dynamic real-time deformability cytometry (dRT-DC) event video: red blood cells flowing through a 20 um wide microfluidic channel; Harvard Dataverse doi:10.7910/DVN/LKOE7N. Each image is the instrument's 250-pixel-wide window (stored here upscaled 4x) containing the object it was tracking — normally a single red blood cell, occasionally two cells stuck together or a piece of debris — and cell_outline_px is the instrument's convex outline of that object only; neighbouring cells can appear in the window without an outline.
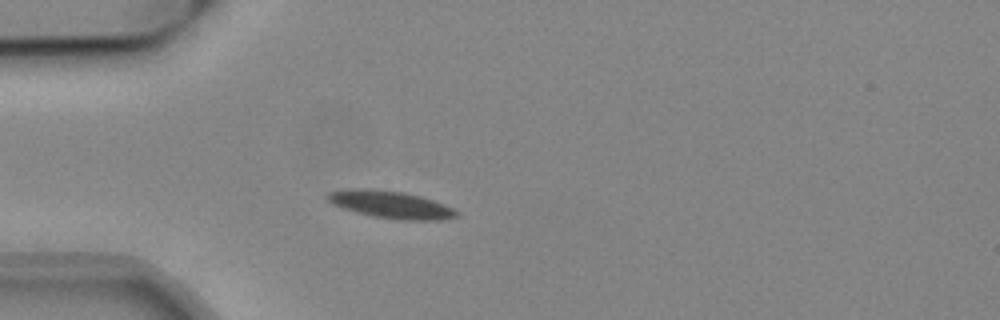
{"species": "common noctule bat (a hibernating species)", "species_latin": "Nyctalus noctula", "temperature_condition": "cold", "stored_images_in_passage": 23, "camera_frame_rate_fps": 3000, "um_per_image_px": 0.085, "animal": {"sex": "male", "body_mass_g": 19.2, "forearm_length_mm": 51.8}, "frame": {"image": 1, "passage_image": 1, "time_ms": 0.0, "image_size_px": [1000, 320], "cell_outline_px": [[460, 216], [444, 220], [400, 220], [372, 216], [356, 212], [332, 204], [328, 200], [328, 192], [352, 188], [368, 188], [404, 192], [420, 196], [444, 204], [460, 212]], "centroid_in_image_um": [33.26, 17.39], "position_along_channel_um": 51.7, "area_um2": 20.63}}
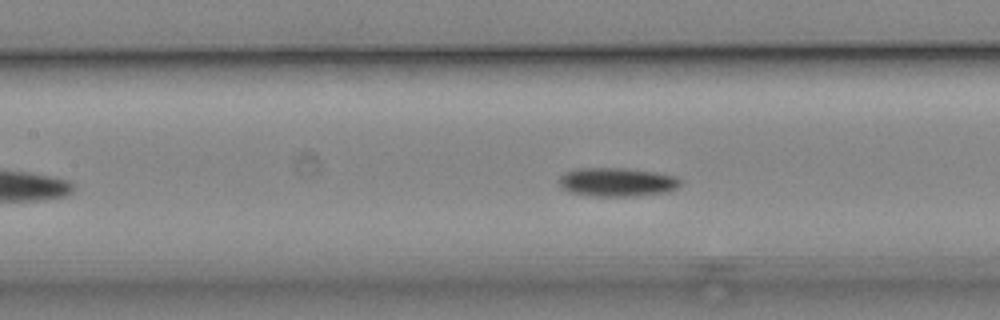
{"frame": {"image": 2, "passage_image": 10, "time_ms": 3.0, "image_size_px": [1000, 320], "cell_outline_px": [[684, 184], [676, 188], [664, 192], [628, 196], [596, 196], [572, 192], [564, 188], [560, 184], [560, 176], [564, 172], [576, 168], [624, 168], [656, 172], [680, 176], [684, 180]], "centroid_in_image_um": [52.53, 15.45], "position_along_channel_um": 154.9, "area_um2": 20.35}}
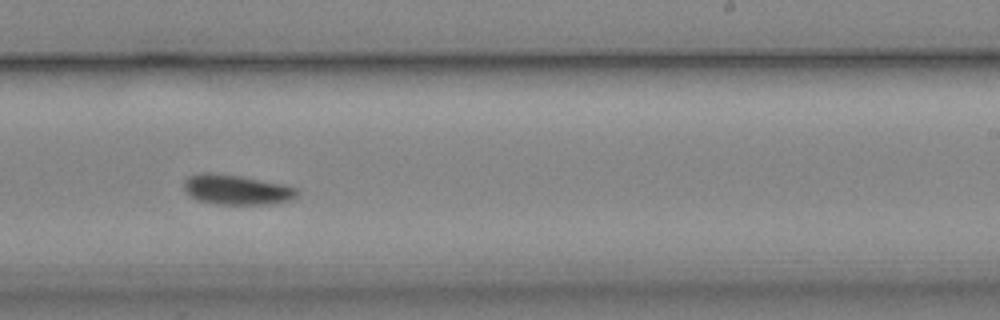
{"frame": {"image": 3, "passage_image": 19, "time_ms": 6.0, "image_size_px": [1000, 320], "cell_outline_px": [[300, 192], [296, 196], [288, 200], [268, 204], [216, 204], [200, 200], [192, 196], [184, 188], [184, 180], [188, 176], [200, 172], [212, 172], [240, 176], [284, 184], [296, 188]], "centroid_in_image_um": [20.1, 16.1], "position_along_channel_um": 268.9, "area_um2": 19.59}}